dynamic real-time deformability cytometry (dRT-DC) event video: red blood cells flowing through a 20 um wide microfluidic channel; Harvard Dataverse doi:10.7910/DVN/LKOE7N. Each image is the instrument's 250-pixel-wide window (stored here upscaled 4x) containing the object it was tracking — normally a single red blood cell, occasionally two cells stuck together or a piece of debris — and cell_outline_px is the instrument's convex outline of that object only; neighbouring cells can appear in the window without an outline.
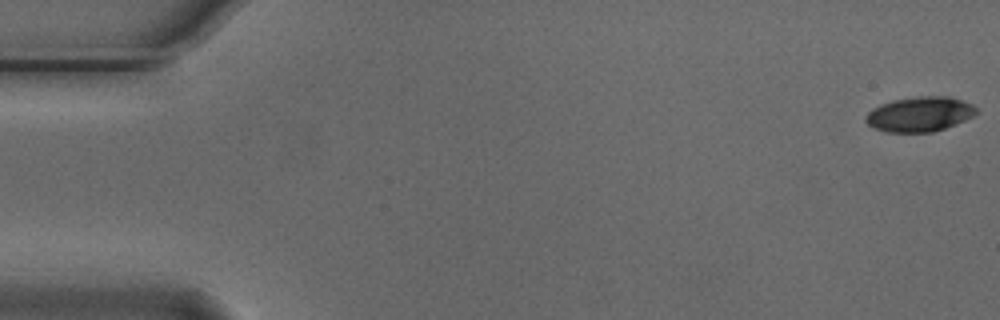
{"species": "Egyptian fruit bat (a non-hibernating species)", "species_latin": "Rousettus aegyptiacus", "temperature_condition": "cold", "stored_images_in_passage": 58, "camera_frame_rate_fps": 3000, "um_per_image_px": 0.085, "animal": {"sex": "male"}, "frame": {"image": 1, "passage_image": 1, "time_ms": 0.0, "image_size_px": [1000, 320], "cell_outline_px": [[980, 112], [956, 124], [932, 132], [888, 132], [876, 128], [868, 124], [864, 120], [868, 112], [872, 108], [880, 104], [892, 100], [916, 96], [948, 96], [972, 104]], "centroid_in_image_um": [78.17, 9.69], "position_along_channel_um": 6.8, "area_um2": 22.43}}
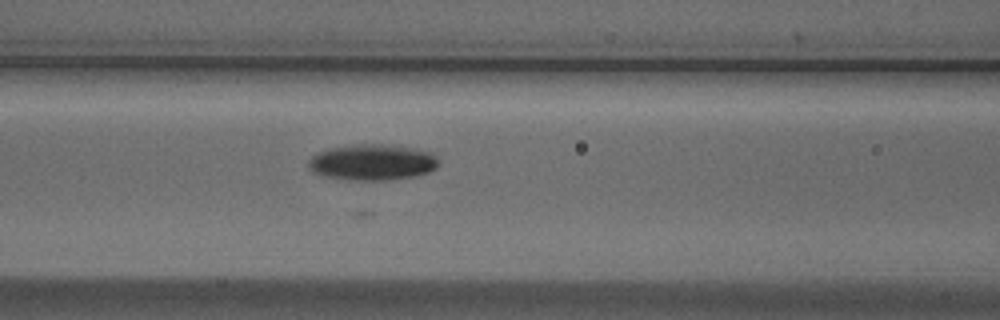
{"frame": {"image": 2, "passage_image": 23, "time_ms": 7.333, "image_size_px": [1000, 320], "cell_outline_px": [[440, 164], [436, 168], [428, 172], [416, 176], [388, 180], [348, 180], [324, 176], [312, 172], [308, 168], [308, 160], [312, 156], [320, 152], [332, 148], [360, 144], [380, 144], [416, 148], [428, 152], [436, 156]], "centroid_in_image_um": [31.66, 13.8], "position_along_channel_um": 134.9, "area_um2": 27.28}}
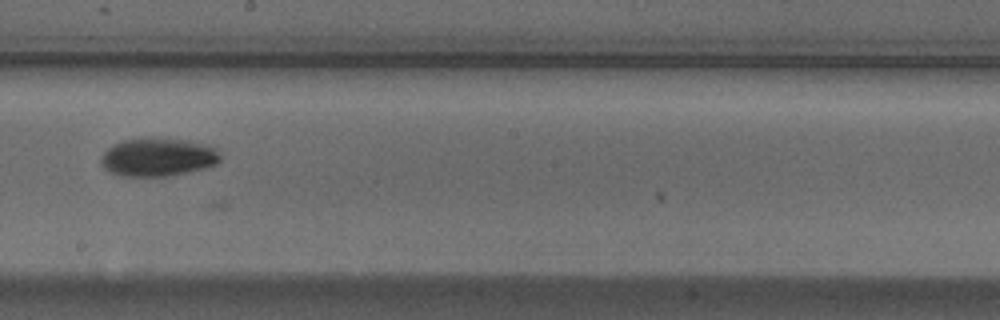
{"frame": {"image": 3, "passage_image": 31, "time_ms": 10.0, "image_size_px": [1000, 320], "cell_outline_px": [[220, 160], [216, 164], [208, 168], [168, 176], [124, 176], [108, 172], [100, 164], [100, 156], [112, 144], [124, 140], [188, 140], [208, 144], [216, 148], [220, 152]], "centroid_in_image_um": [13.44, 13.39], "position_along_channel_um": 234.8, "area_um2": 26.41}}